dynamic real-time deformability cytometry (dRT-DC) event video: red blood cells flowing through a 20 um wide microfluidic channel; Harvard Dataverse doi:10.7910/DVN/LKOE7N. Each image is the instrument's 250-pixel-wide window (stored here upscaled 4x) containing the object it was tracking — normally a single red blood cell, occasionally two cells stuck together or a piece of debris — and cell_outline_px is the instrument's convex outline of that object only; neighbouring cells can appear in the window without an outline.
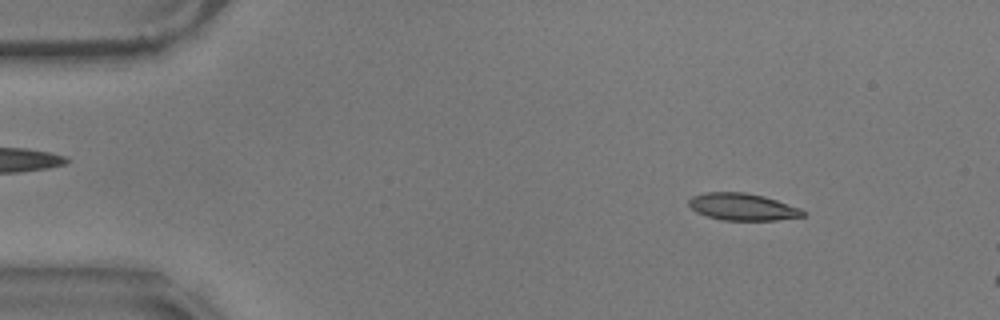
{"species": "common noctule bat (a hibernating species)", "species_latin": "Nyctalus noctula", "temperature_condition": "warm", "stored_images_in_passage": 14, "camera_frame_rate_fps": 3000, "um_per_image_px": 0.085, "animal": {"sex": "male", "body_mass_g": 17.9}, "frame": {"image": 1, "passage_image": 7, "time_ms": 2.0, "image_size_px": [1000, 320], "cell_outline_px": [[808, 212], [804, 216], [776, 220], [720, 220], [696, 212], [688, 204], [688, 200], [692, 196], [704, 192], [744, 192], [764, 196], [800, 208]], "centroid_in_image_um": [63.11, 17.58], "position_along_channel_um": 21.9, "area_um2": 18.03}}